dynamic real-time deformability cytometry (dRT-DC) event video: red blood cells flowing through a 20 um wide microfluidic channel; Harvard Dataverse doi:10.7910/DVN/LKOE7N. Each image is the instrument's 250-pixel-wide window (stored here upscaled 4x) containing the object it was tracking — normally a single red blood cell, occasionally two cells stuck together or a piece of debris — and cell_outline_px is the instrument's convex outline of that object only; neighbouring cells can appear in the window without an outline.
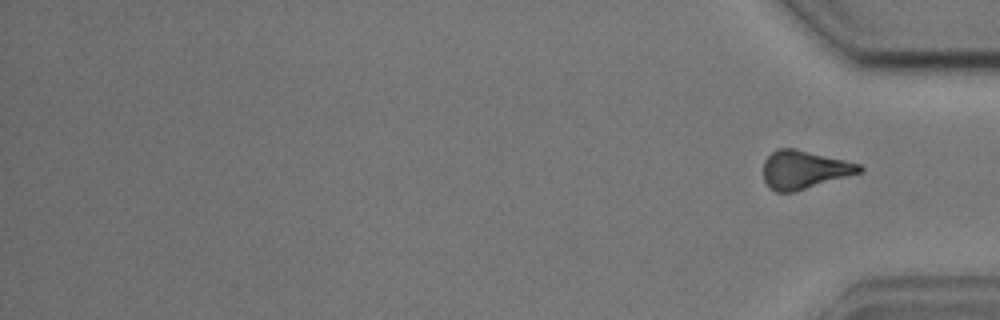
{"species": "common noctule bat (a hibernating species)", "species_latin": "Nyctalus noctula", "temperature_condition": "cold", "stored_images_in_passage": 14, "segment_of_instrument_passage": [2, 2], "camera_frame_rate_fps": 3000, "um_per_image_px": 0.085, "animal": {"sex": "male", "body_mass_g": 17.9, "forearm_length_mm": 54.2}, "frame": {"image": 1, "passage_image": 14, "time_ms": 17.667, "image_size_px": [1000, 320], "cell_outline_px": [[864, 168], [860, 172], [792, 192], [776, 192], [768, 188], [764, 180], [764, 160], [776, 148], [796, 148], [860, 164]], "centroid_in_image_um": [68.3, 14.41], "position_along_channel_um": 366.9, "area_um2": 21.15}}